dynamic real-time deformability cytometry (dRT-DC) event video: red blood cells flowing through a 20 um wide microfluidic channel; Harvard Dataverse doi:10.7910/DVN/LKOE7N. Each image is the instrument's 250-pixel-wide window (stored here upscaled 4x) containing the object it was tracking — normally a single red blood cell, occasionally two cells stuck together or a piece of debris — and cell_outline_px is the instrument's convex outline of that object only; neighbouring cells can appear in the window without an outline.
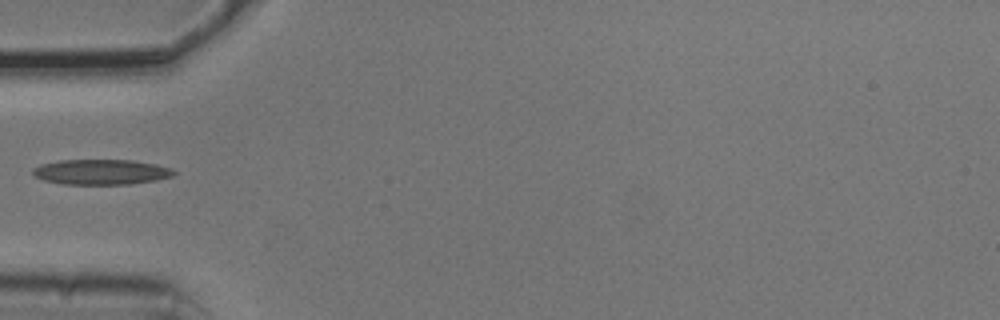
{"species": "common noctule bat (a hibernating species)", "species_latin": "Nyctalus noctula", "temperature_condition": "cold", "stored_images_in_passage": 1, "camera_frame_rate_fps": 3000, "um_per_image_px": 0.085, "animal": {"sex": "male", "body_mass_g": 20.5, "forearm_length_mm": 52.5}, "frame": {"image": 1, "passage_image": 1, "time_ms": 0.0, "image_size_px": [1000, 320], "cell_outline_px": [[176, 172], [172, 176], [156, 180], [132, 184], [64, 184], [44, 180], [32, 176], [32, 168], [40, 164], [60, 160], [132, 160], [156, 164], [168, 168]], "centroid_in_image_um": [8.54, 14.62], "position_along_channel_um": 76.5, "area_um2": 20.75}}